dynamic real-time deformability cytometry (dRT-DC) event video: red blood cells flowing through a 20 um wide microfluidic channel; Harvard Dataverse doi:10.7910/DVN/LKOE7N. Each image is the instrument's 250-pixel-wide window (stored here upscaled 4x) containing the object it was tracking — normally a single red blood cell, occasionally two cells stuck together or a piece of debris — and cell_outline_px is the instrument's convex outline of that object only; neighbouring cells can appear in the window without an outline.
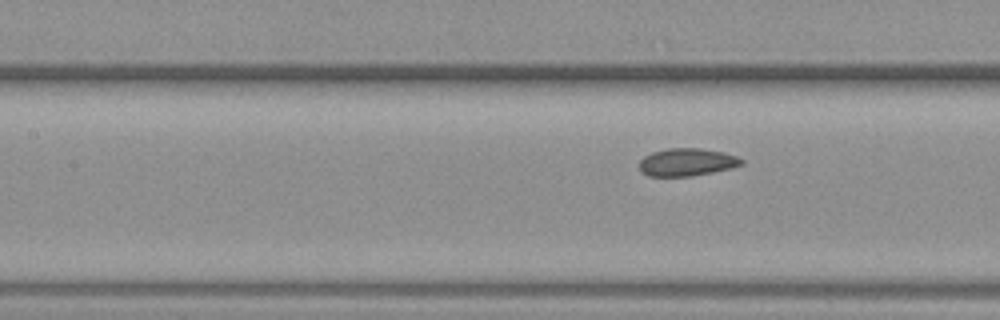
{"species": "common noctule bat (a hibernating species)", "species_latin": "Nyctalus noctula", "temperature_condition": "warm", "stored_images_in_passage": 5, "segment_of_instrument_passage": [2, 2], "camera_frame_rate_fps": 3000, "um_per_image_px": 0.085, "animal": {"sex": "female", "body_mass_g": 19.3, "forearm_length_mm": 54.1}, "frame": {"image": 1, "passage_image": 5, "time_ms": 1.333, "image_size_px": [1000, 320], "cell_outline_px": [[744, 164], [732, 168], [692, 176], [648, 176], [640, 172], [640, 160], [644, 156], [652, 152], [668, 148], [700, 148], [724, 152], [736, 156], [744, 160]], "centroid_in_image_um": [58.39, 13.78], "position_along_channel_um": 149.0, "area_um2": 16.59}}